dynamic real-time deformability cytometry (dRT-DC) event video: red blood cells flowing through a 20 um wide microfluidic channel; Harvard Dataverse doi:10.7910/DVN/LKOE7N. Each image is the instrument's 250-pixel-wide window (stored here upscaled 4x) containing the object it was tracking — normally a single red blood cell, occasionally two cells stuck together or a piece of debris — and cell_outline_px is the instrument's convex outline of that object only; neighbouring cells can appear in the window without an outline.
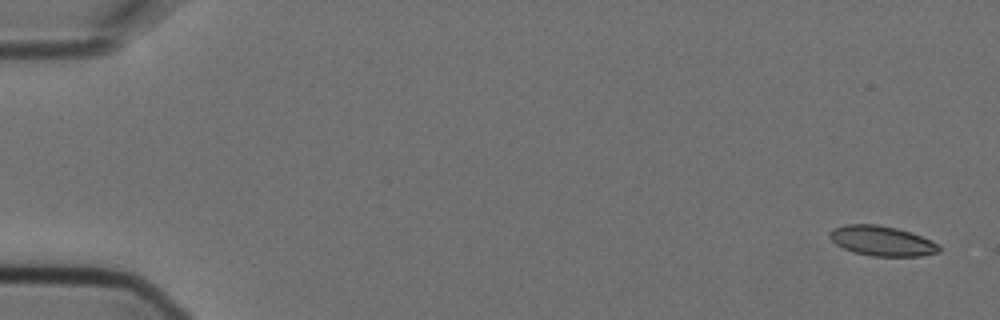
{"species": "Egyptian fruit bat (a non-hibernating species)", "species_latin": "Rousettus aegyptiacus", "temperature_condition": "cold", "stored_images_in_passage": 5, "camera_frame_rate_fps": 3000, "um_per_image_px": 0.085, "animal": {"sex": "female"}, "frame": {"image": 1, "passage_image": 1, "time_ms": 0.0, "image_size_px": [1000, 320], "cell_outline_px": [[940, 252], [920, 256], [872, 256], [852, 252], [836, 244], [828, 236], [828, 232], [832, 228], [844, 224], [876, 224], [896, 228], [920, 236], [940, 244]], "centroid_in_image_um": [74.92, 20.47], "position_along_channel_um": 10.1, "area_um2": 19.13}}
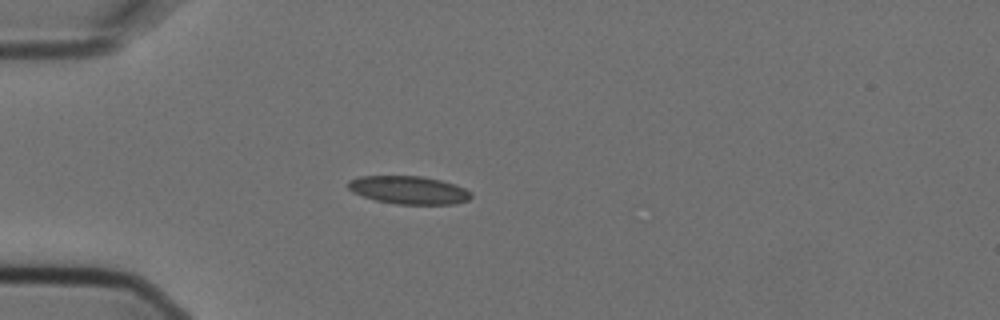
{"frame": {"image": 2, "passage_image": 5, "time_ms": 1.333, "image_size_px": [1000, 320], "cell_outline_px": [[472, 196], [468, 200], [456, 204], [396, 204], [376, 200], [352, 192], [348, 188], [348, 180], [360, 176], [420, 176], [440, 180], [464, 188], [472, 192]], "centroid_in_image_um": [34.74, 16.15], "position_along_channel_um": 50.3, "area_um2": 20.0}}